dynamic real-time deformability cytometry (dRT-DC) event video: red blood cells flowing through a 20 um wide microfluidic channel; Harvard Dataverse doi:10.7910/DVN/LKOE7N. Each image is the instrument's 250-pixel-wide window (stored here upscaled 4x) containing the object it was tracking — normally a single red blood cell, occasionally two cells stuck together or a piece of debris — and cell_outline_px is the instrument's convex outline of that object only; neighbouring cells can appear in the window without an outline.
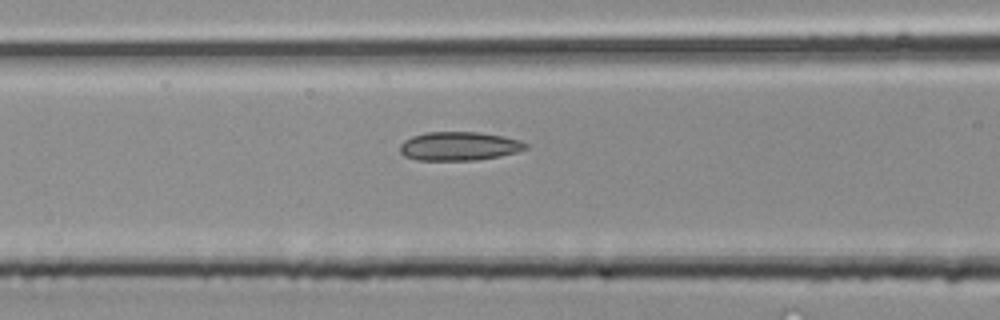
{"species": "common noctule bat (a hibernating species)", "species_latin": "Nyctalus noctula", "temperature_condition": "room temperature", "stored_images_in_passage": 4, "camera_frame_rate_fps": 3000, "um_per_image_px": 0.085, "animal": {"sex": "male", "body_mass_g": 20.4}, "frame": {"image": 1, "passage_image": 4, "time_ms": 1.0, "image_size_px": [1000, 320], "cell_outline_px": [[528, 148], [516, 152], [500, 156], [476, 160], [416, 160], [404, 156], [400, 152], [400, 144], [404, 140], [412, 136], [428, 132], [476, 132], [504, 136], [520, 140], [528, 144]], "centroid_in_image_um": [39.02, 12.42], "position_along_channel_um": 127.6, "area_um2": 21.1}}